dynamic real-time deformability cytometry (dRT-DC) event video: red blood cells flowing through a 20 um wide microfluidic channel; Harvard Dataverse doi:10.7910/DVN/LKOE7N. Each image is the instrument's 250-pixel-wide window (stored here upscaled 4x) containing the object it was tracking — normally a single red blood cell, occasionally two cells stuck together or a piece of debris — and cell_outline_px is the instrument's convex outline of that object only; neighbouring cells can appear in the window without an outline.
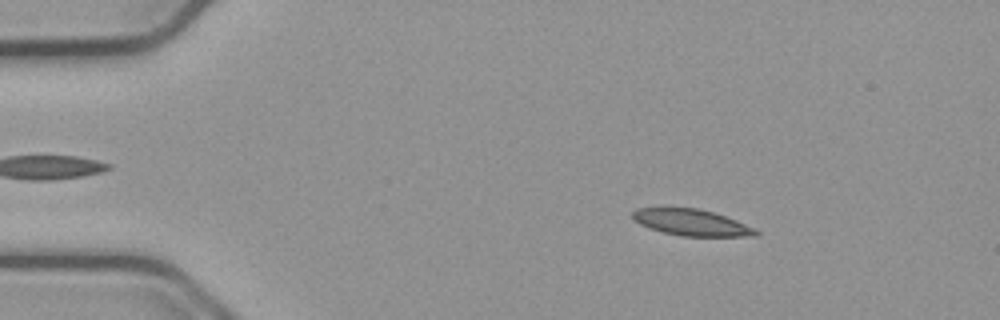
{"species": "common noctule bat (a hibernating species)", "species_latin": "Nyctalus noctula", "temperature_condition": "cold", "stored_images_in_passage": 54, "camera_frame_rate_fps": 3000, "um_per_image_px": 0.085, "animal": {"sex": "male", "body_mass_g": 23.1, "forearm_length_mm": 52.7}, "frame": {"image": 1, "passage_image": 8, "time_ms": 2.333, "image_size_px": [1000, 320], "cell_outline_px": [[760, 236], [680, 236], [648, 228], [632, 220], [632, 212], [636, 208], [660, 204], [664, 204], [700, 208], [736, 220], [756, 228], [760, 232]], "centroid_in_image_um": [58.68, 18.85], "position_along_channel_um": 26.3, "area_um2": 20.0}}
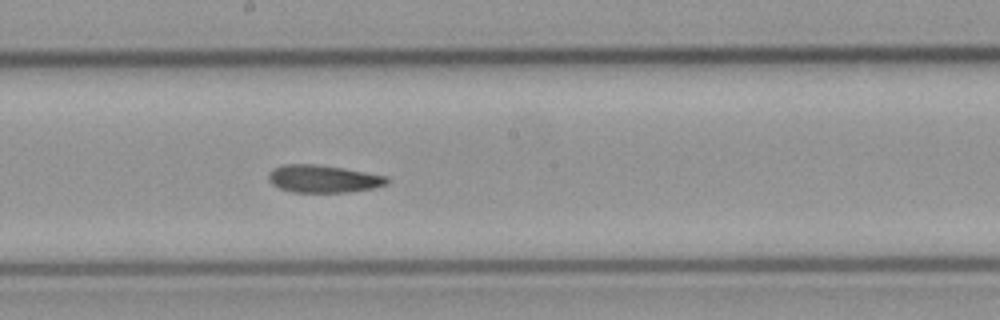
{"frame": {"image": 2, "passage_image": 29, "time_ms": 9.333, "image_size_px": [1000, 320], "cell_outline_px": [[392, 180], [388, 184], [376, 188], [348, 192], [292, 192], [280, 188], [272, 184], [268, 180], [268, 172], [272, 168], [284, 164], [312, 164], [340, 168], [388, 176]], "centroid_in_image_um": [27.49, 15.21], "position_along_channel_um": 220.7, "area_um2": 19.13}}
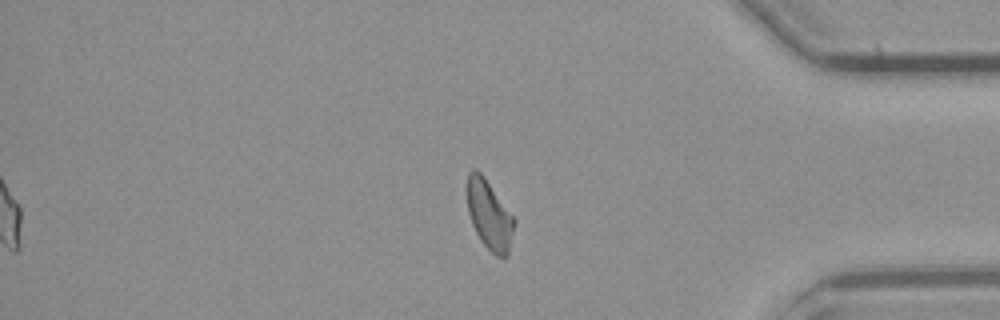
{"frame": {"image": 3, "passage_image": 45, "time_ms": 14.667, "image_size_px": [1000, 320], "cell_outline_px": [[516, 220], [508, 252], [504, 256], [496, 256], [480, 240], [472, 224], [468, 212], [468, 172], [472, 168], [476, 168], [484, 176]], "centroid_in_image_um": [41.59, 18.24], "position_along_channel_um": 393.6, "area_um2": 18.67}, "authors_computed_cell_mechanics": {"area_um2": 19.3919, "velocity_mm_per_s": 3.7523, "shape_relaxation_time_tau1_ms": null, "shape_relaxation_time_tau2_ms": 4.132, "deformation_change_tau1": null, "deformation_change_tau2": 0.1036}}